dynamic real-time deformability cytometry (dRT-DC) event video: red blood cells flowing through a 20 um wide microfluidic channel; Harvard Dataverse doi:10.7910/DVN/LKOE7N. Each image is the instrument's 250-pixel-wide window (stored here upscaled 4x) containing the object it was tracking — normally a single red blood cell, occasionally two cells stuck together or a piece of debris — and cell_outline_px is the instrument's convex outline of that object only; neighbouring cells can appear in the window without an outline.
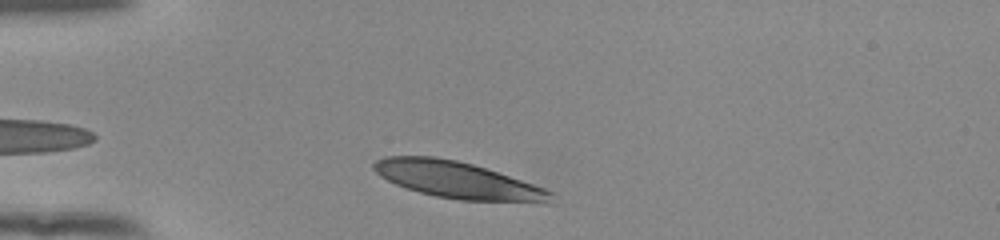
{"species": "human", "species_latin": "Homo sapiens", "temperature_condition": "room temperature", "stored_images_in_passage": 32, "camera_frame_rate_fps": 3000, "um_per_image_px": 0.085, "donor": {"sex": "female"}, "frame": {"image": 1, "passage_image": 2, "time_ms": 0.333, "image_size_px": [1000, 240], "cell_outline_px": [[552, 204], [460, 200], [436, 196], [420, 192], [396, 184], [380, 176], [372, 168], [372, 164], [376, 160], [384, 156], [436, 156], [456, 160], [472, 164], [544, 188], [552, 192]], "centroid_in_image_um": [38.91, 15.32], "position_along_channel_um": 46.1, "area_um2": 37.86}}
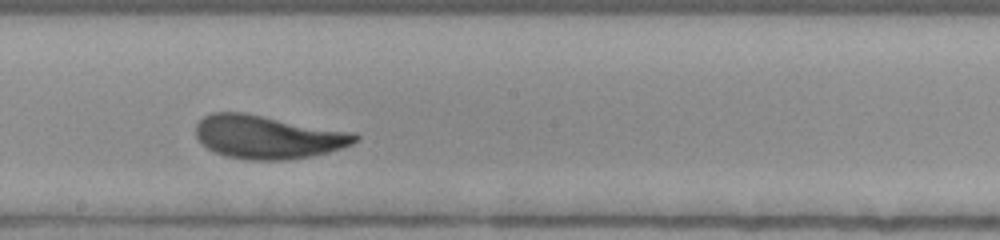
{"frame": {"image": 2, "passage_image": 18, "time_ms": 5.667, "image_size_px": [1000, 240], "cell_outline_px": [[360, 136], [352, 144], [328, 152], [308, 156], [284, 160], [248, 160], [228, 156], [216, 152], [208, 148], [196, 136], [196, 124], [204, 116], [212, 112], [244, 112], [356, 132]], "centroid_in_image_um": [22.78, 11.62], "position_along_channel_um": 225.4, "area_um2": 40.17}}
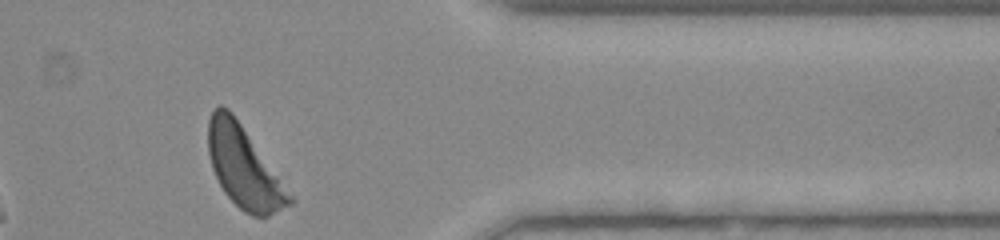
{"frame": {"image": 3, "passage_image": 32, "time_ms": 10.333, "image_size_px": [1000, 240], "cell_outline_px": [[296, 200], [292, 204], [268, 216], [252, 216], [244, 212], [224, 192], [212, 168], [208, 152], [208, 120], [212, 112], [220, 104], [228, 108], [232, 112]], "centroid_in_image_um": [20.73, 14.22], "position_along_channel_um": 390.7, "area_um2": 37.97}, "authors_computed_cell_mechanics": {"area_um2": 39.4485, "velocity_mm_per_s": 3.8605, "shape_relaxation_time_tau1_ms": 2.0961, "shape_relaxation_time_tau2_ms": 0.7324, "deformation_change_tau1": 0.1527, "deformation_change_tau2": 0.0858}}